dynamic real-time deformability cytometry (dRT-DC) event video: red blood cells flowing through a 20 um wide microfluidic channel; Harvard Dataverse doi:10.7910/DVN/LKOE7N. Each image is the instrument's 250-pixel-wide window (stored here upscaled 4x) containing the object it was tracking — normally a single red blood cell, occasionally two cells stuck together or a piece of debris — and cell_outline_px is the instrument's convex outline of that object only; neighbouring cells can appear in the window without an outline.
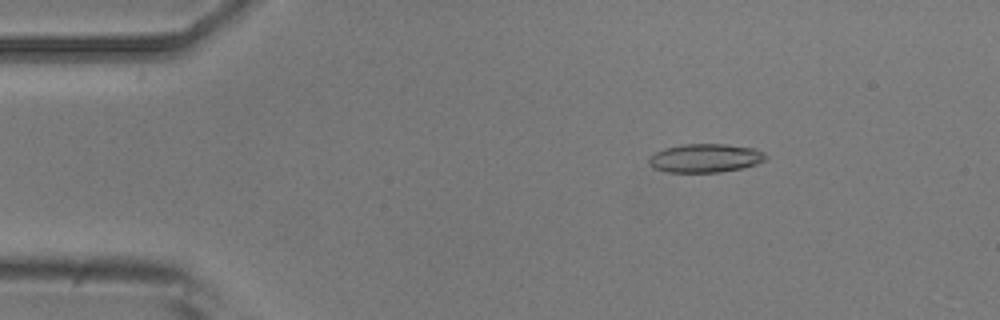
{"species": "common noctule bat (a hibernating species)", "species_latin": "Nyctalus noctula", "temperature_condition": "room temperature", "stored_images_in_passage": 5, "camera_frame_rate_fps": 3000, "um_per_image_px": 0.085, "animal": {"sex": "male", "body_mass_g": 20.5, "forearm_length_mm": 52.5}, "frame": {"image": 1, "passage_image": 3, "time_ms": 2.333, "image_size_px": [1000, 320], "cell_outline_px": [[768, 160], [744, 168], [720, 172], [668, 172], [652, 168], [648, 164], [648, 156], [664, 148], [684, 144], [724, 144], [756, 148], [764, 152], [768, 156]], "centroid_in_image_um": [59.97, 13.44], "position_along_channel_um": 25.0, "area_um2": 19.83}}